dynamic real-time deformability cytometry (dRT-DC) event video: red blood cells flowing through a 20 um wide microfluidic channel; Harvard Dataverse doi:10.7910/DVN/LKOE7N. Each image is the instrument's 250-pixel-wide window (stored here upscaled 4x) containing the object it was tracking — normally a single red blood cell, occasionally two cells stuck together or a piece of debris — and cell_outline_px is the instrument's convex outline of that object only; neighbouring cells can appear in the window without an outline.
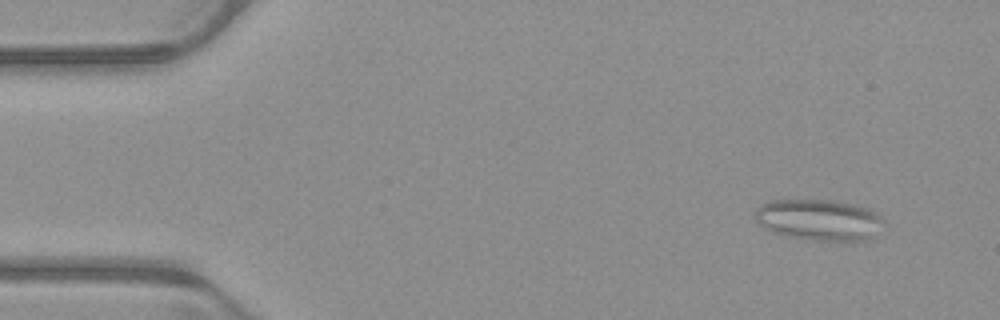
{"species": "common noctule bat (a hibernating species)", "species_latin": "Nyctalus noctula", "temperature_condition": "warm", "stored_images_in_passage": 49, "camera_frame_rate_fps": 3000, "um_per_image_px": 0.085, "animal": {"sex": "male", "body_mass_g": 23.1, "forearm_length_mm": 52.7}, "frame": {"image": 1, "passage_image": 1, "time_ms": 0.0, "image_size_px": [1000, 320], "cell_outline_px": [[888, 224], [868, 240], [808, 240], [788, 236], [772, 232], [764, 228], [752, 216], [756, 208], [772, 200], [832, 200], [852, 204], [868, 208], [876, 212]], "centroid_in_image_um": [69.64, 18.69], "position_along_channel_um": 15.4, "area_um2": 31.1}}
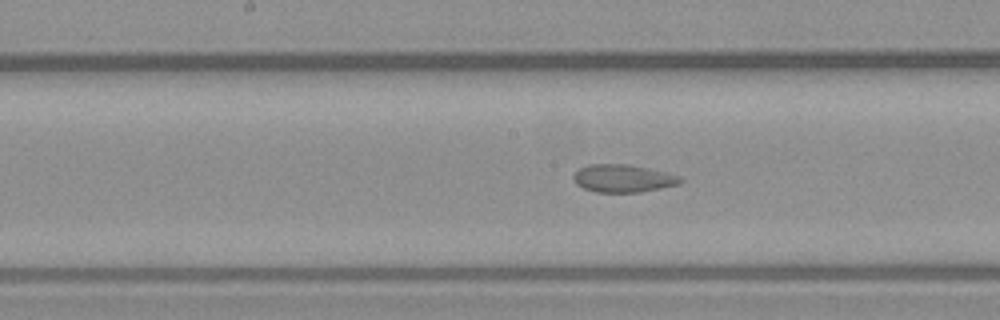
{"frame": {"image": 2, "passage_image": 23, "time_ms": 7.333, "image_size_px": [1000, 320], "cell_outline_px": [[684, 180], [680, 184], [640, 192], [596, 192], [584, 188], [576, 184], [572, 176], [580, 168], [588, 164], [628, 164], [668, 172], [680, 176]], "centroid_in_image_um": [52.98, 15.16], "position_along_channel_um": 195.2, "area_um2": 17.34}}
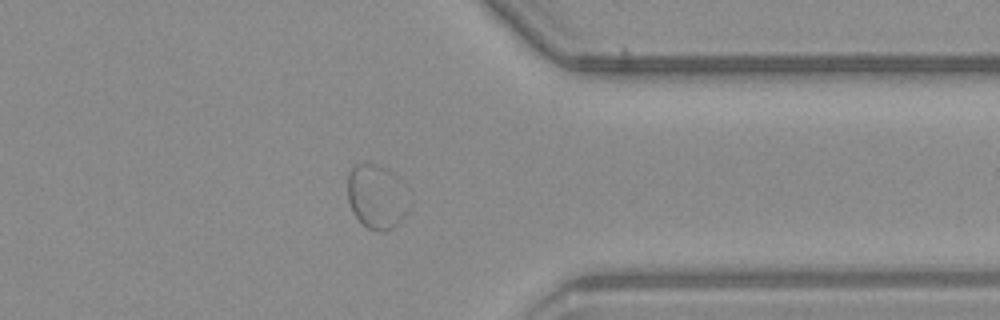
{"frame": {"image": 3, "passage_image": 38, "time_ms": 12.333, "image_size_px": [1000, 320], "cell_outline_px": [[412, 204], [408, 212], [392, 228], [384, 232], [376, 232], [368, 228], [352, 212], [348, 200], [348, 172], [356, 164], [376, 164], [388, 168], [392, 172]], "centroid_in_image_um": [32.01, 16.74], "position_along_channel_um": 379.4, "area_um2": 22.95}}